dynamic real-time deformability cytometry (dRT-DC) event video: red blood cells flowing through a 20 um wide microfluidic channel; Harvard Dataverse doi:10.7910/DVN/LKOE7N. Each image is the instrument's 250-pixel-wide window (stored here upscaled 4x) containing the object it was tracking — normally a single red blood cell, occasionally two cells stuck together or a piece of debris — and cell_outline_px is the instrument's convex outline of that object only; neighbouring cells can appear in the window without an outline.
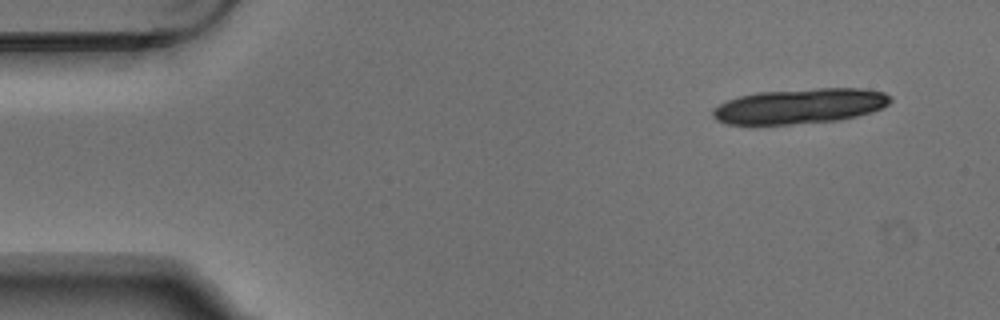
{"species": "Egyptian fruit bat (a non-hibernating species)", "species_latin": "Rousettus aegyptiacus", "temperature_condition": "warm", "stored_images_in_passage": 6, "camera_frame_rate_fps": 3000, "um_per_image_px": 0.085, "animal": {"sex": "male"}, "frame": {"image": 1, "passage_image": 1, "time_ms": 0.0, "image_size_px": [1000, 320], "cell_outline_px": [[892, 100], [884, 108], [856, 116], [840, 120], [788, 124], [728, 124], [716, 120], [712, 116], [712, 112], [720, 104], [728, 100], [740, 96], [756, 92], [816, 88], [860, 88], [884, 92], [892, 96]], "centroid_in_image_um": [68.03, 9.01], "position_along_channel_um": 17.0, "area_um2": 36.36}}